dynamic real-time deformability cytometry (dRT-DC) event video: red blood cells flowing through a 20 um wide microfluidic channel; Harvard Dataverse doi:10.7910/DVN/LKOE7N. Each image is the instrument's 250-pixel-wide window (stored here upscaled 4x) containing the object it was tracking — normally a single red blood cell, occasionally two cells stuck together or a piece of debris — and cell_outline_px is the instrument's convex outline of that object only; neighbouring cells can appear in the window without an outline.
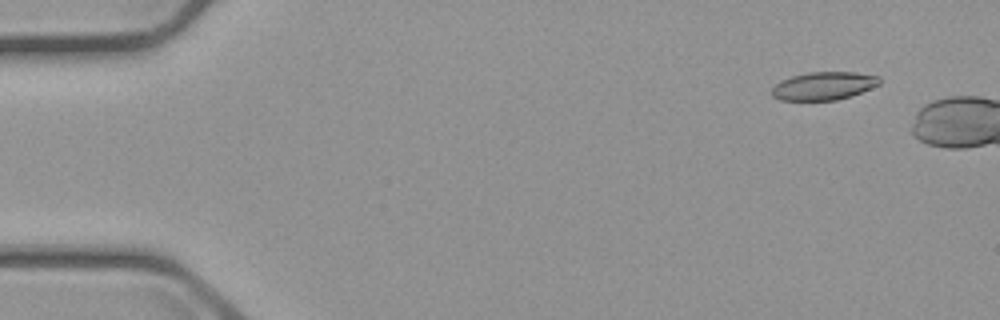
{"species": "common noctule bat (a hibernating species)", "species_latin": "Nyctalus noctula", "temperature_condition": "cold", "stored_images_in_passage": 4, "camera_frame_rate_fps": 3000, "um_per_image_px": 0.085, "animal": {"sex": "male", "body_mass_g": 23.1, "forearm_length_mm": 52.7}, "frame": {"image": 1, "passage_image": 2, "time_ms": 1.0, "image_size_px": [1000, 320], "cell_outline_px": [[880, 84], [852, 96], [836, 100], [780, 100], [772, 96], [772, 88], [780, 80], [792, 76], [808, 72], [856, 72], [880, 76]], "centroid_in_image_um": [70.02, 7.3], "position_along_channel_um": 15.0, "area_um2": 17.69}}